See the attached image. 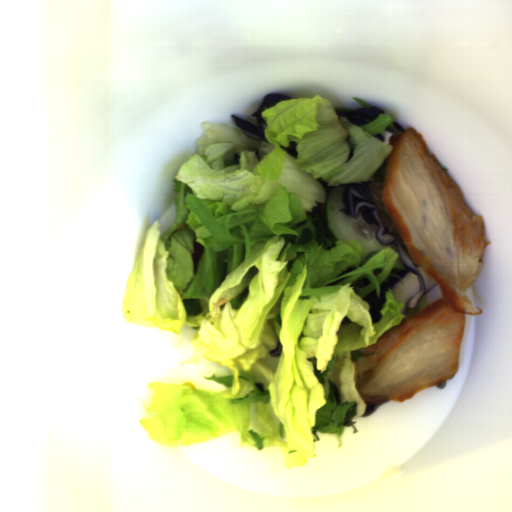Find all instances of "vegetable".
<instances>
[{
    "instance_id": "1",
    "label": "vegetable",
    "mask_w": 512,
    "mask_h": 512,
    "mask_svg": "<svg viewBox=\"0 0 512 512\" xmlns=\"http://www.w3.org/2000/svg\"><path fill=\"white\" fill-rule=\"evenodd\" d=\"M319 96L290 97L260 116L259 141L241 128L201 124L194 155L173 180L175 217L164 231L157 219L145 232L122 302L124 322L178 334L196 332L182 365L212 359L232 369L204 377L220 391L190 382L150 383L140 424L163 446L178 447L238 432L241 449L275 447L286 469L317 453L316 430L337 437L367 407L356 389L355 364L381 335L427 306L384 291L381 320L372 324L364 300L381 283L401 277L390 247L366 255L361 241L335 240L326 227L329 194L371 181V198L385 227L408 254L389 217L382 189L391 113L356 126ZM382 134L384 143L375 136ZM296 141L298 159L280 145ZM204 246L194 273L193 242ZM366 255V256H365ZM409 256V254H408ZM410 257V256H409ZM370 285L358 288L361 278ZM404 283V282H403ZM347 316L353 323H343ZM281 343V356L268 351Z\"/></svg>"
},
{
    "instance_id": "2",
    "label": "vegetable",
    "mask_w": 512,
    "mask_h": 512,
    "mask_svg": "<svg viewBox=\"0 0 512 512\" xmlns=\"http://www.w3.org/2000/svg\"><path fill=\"white\" fill-rule=\"evenodd\" d=\"M354 100L361 106L363 107L365 110H371L372 108H376L374 107L372 104L366 102L365 100L361 99V98H357V97H353Z\"/></svg>"
}]
</instances>
